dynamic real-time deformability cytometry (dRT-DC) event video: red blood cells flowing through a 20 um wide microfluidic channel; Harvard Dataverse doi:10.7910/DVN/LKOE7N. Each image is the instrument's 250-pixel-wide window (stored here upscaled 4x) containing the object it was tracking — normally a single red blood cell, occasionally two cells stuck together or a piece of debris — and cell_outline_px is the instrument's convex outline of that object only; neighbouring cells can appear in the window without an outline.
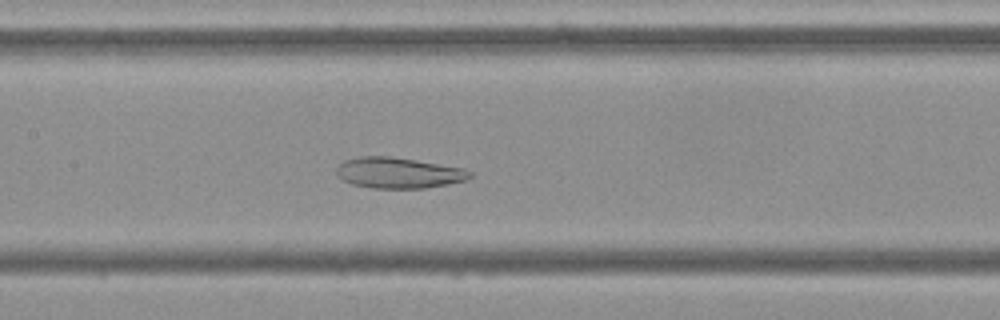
{"species": "Egyptian fruit bat (a non-hibernating species)", "species_latin": "Rousettus aegyptiacus", "temperature_condition": "cold", "stored_images_in_passage": 55, "camera_frame_rate_fps": 3000, "um_per_image_px": 0.085, "frame": {"image": 1, "passage_image": 26, "time_ms": 8.333, "image_size_px": [1000, 320], "cell_outline_px": [[472, 176], [468, 180], [448, 184], [424, 188], [372, 188], [352, 184], [336, 176], [336, 168], [344, 160], [360, 156], [388, 156], [464, 168], [472, 172]], "centroid_in_image_um": [33.87, 14.7], "position_along_channel_um": 173.5, "area_um2": 23.93}}
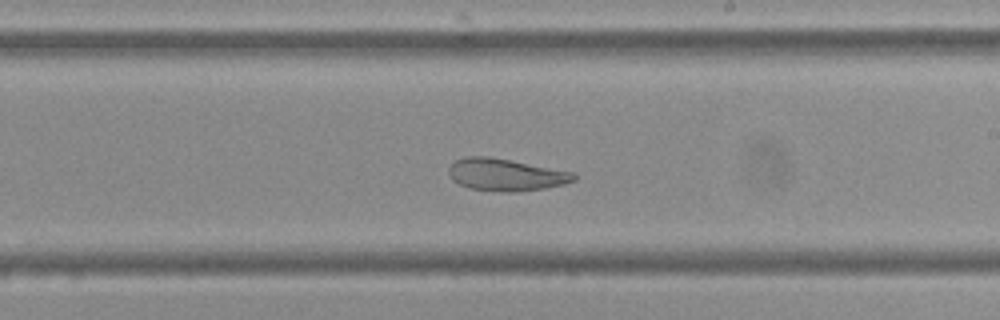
{"frame": {"image": 2, "passage_image": 32, "time_ms": 10.333, "image_size_px": [1000, 320], "cell_outline_px": [[576, 180], [564, 184], [544, 188], [516, 192], [504, 192], [472, 188], [460, 184], [452, 180], [448, 172], [448, 168], [456, 160], [464, 156], [488, 156], [576, 172]], "centroid_in_image_um": [43.01, 14.84], "position_along_channel_um": 246.0, "area_um2": 23.47}}
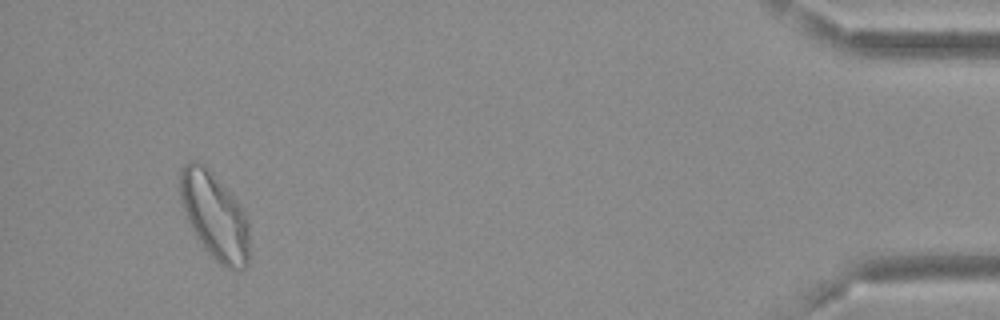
{"frame": {"image": 3, "passage_image": 52, "time_ms": 17.0, "image_size_px": [1000, 320], "cell_outline_px": [[248, 264], [240, 272], [236, 272], [220, 264], [204, 248], [196, 236], [184, 212], [180, 200], [180, 168], [184, 164], [192, 160], [200, 160], [212, 172], [244, 208], [248, 220]], "centroid_in_image_um": [18.25, 18.33], "position_along_channel_um": 417.0, "area_um2": 35.37}}